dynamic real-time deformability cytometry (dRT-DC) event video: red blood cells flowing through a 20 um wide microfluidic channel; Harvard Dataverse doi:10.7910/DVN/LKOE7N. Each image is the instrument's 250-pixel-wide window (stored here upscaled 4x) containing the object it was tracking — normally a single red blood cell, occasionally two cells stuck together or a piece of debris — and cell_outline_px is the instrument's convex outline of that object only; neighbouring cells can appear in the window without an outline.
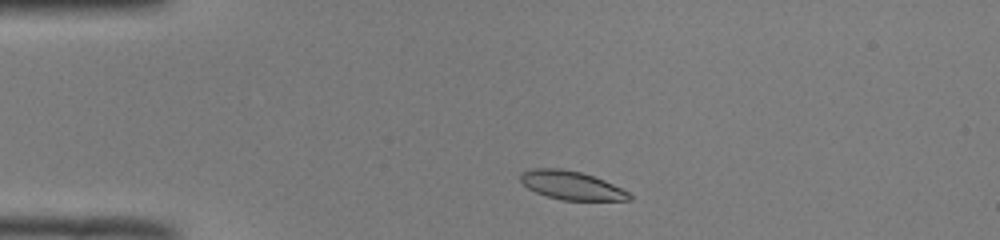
{"species": "common noctule bat (a hibernating species)", "species_latin": "Nyctalus noctula", "temperature_condition": "room temperature", "stored_images_in_passage": 43, "camera_frame_rate_fps": 3000, "um_per_image_px": 0.085, "animal": {"sex": "male", "body_mass_g": 19.0, "forearm_length_mm": 50.8}, "frame": {"image": 1, "passage_image": 3, "time_ms": 0.667, "image_size_px": [1000, 240], "cell_outline_px": [[632, 200], [560, 200], [536, 192], [528, 188], [520, 180], [520, 172], [532, 168], [560, 168], [580, 172], [604, 180], [628, 192], [632, 196]], "centroid_in_image_um": [48.54, 15.75], "position_along_channel_um": 36.5, "area_um2": 17.98}}
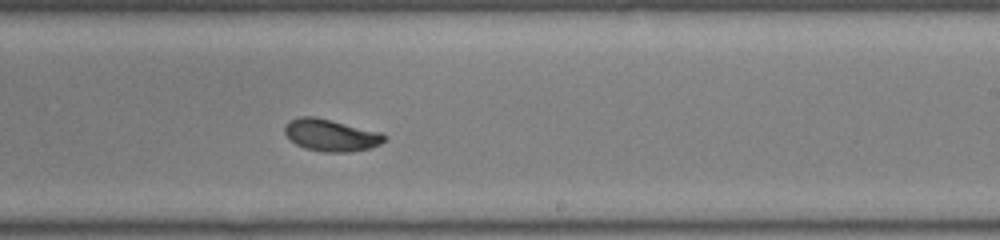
{"frame": {"image": 2, "passage_image": 23, "time_ms": 7.333, "image_size_px": [1000, 240], "cell_outline_px": [[388, 140], [372, 148], [348, 152], [324, 152], [304, 148], [296, 144], [284, 132], [284, 128], [288, 120], [300, 116], [316, 116], [380, 132], [388, 136]], "centroid_in_image_um": [28.16, 11.49], "position_along_channel_um": 260.8, "area_um2": 18.79}}
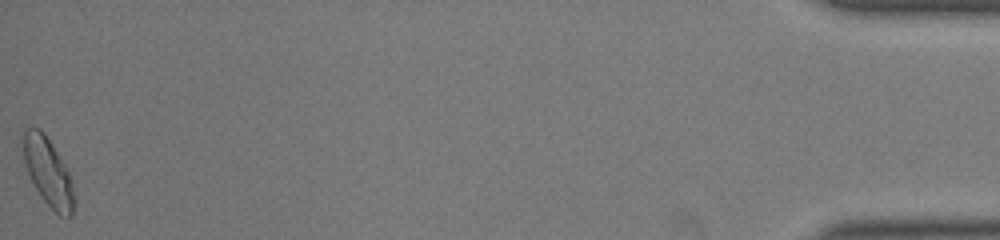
{"frame": {"image": 3, "passage_image": 43, "time_ms": 14.0, "image_size_px": [1000, 240], "cell_outline_px": [[72, 216], [68, 220], [60, 216], [44, 200], [36, 188], [28, 172], [16, 144], [24, 128], [40, 128], [44, 132], [52, 144], [64, 164], [68, 172], [72, 184]], "centroid_in_image_um": [3.97, 14.5], "position_along_channel_um": 431.2, "area_um2": 20.52}, "authors_computed_cell_mechanics": {"area_um2": 18.496, "velocity_mm_per_s": 3.979, "shape_relaxation_time_tau1_ms": 7.1344, "shape_relaxation_time_tau2_ms": 1.7261, "deformation_change_tau1": 0.1996, "deformation_change_tau2": 0.0596}}